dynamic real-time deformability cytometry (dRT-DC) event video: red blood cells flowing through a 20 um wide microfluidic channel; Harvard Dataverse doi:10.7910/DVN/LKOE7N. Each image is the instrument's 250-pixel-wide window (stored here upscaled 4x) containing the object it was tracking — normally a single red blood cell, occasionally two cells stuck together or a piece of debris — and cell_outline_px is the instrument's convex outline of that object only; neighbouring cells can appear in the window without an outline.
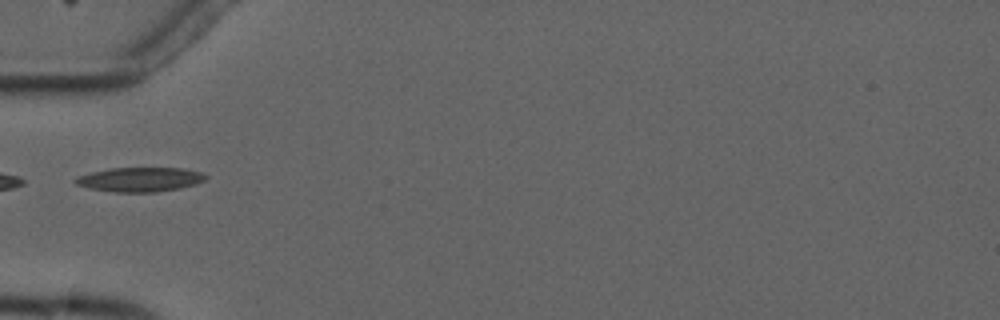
{"species": "common noctule bat (a hibernating species)", "species_latin": "Nyctalus noctula", "temperature_condition": "cold", "stored_images_in_passage": 1, "camera_frame_rate_fps": 3000, "um_per_image_px": 0.085, "animal": {"sex": "male", "forearm_length_mm": 52.5}, "frame": {"image": 1, "passage_image": 1, "time_ms": 0.0, "image_size_px": [1000, 320], "cell_outline_px": [[208, 176], [204, 180], [196, 184], [180, 188], [156, 192], [116, 192], [88, 188], [76, 184], [72, 180], [80, 176], [92, 172], [112, 168], [184, 168], [200, 172]], "centroid_in_image_um": [11.91, 15.26], "position_along_channel_um": 73.1, "area_um2": 18.38}}